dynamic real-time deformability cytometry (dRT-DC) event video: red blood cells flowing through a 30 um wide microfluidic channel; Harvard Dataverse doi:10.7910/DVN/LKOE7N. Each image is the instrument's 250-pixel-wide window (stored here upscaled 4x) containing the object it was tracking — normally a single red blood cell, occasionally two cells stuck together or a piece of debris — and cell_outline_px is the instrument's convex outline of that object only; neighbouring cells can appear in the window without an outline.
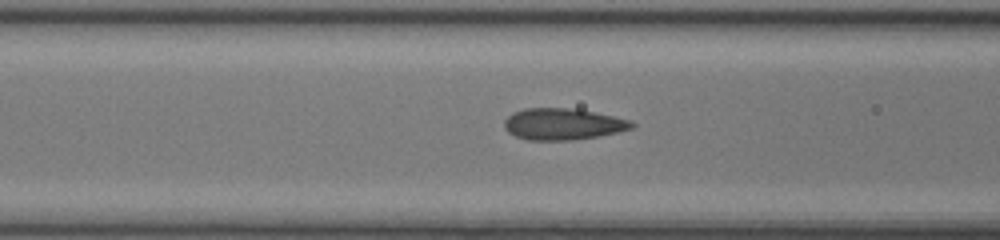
{"species": "common noctule bat (a hibernating species)", "species_latin": "Nyctalus noctula", "temperature_condition": "room temperature", "stored_images_in_passage": 13, "camera_frame_rate_fps": 3000, "um_per_image_px": 0.085, "animal": {"sex": "female", "body_mass_g": 17.0, "forearm_length_mm": 48.0}, "frame": {"image": 1, "passage_image": 8, "time_ms": 2.333, "image_size_px": [1000, 240], "cell_outline_px": [[636, 128], [600, 136], [576, 140], [528, 140], [516, 136], [508, 132], [504, 128], [504, 120], [512, 112], [524, 108], [568, 108], [596, 112], [632, 120], [636, 124]], "centroid_in_image_um": [47.88, 10.55], "position_along_channel_um": 118.7, "area_um2": 23.76}}
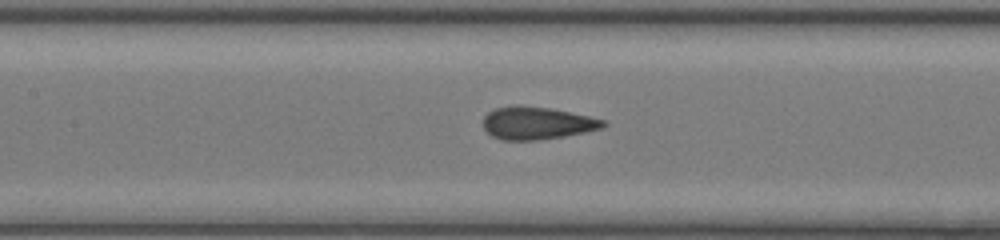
{"frame": {"image": 2, "passage_image": 11, "time_ms": 3.333, "image_size_px": [1000, 240], "cell_outline_px": [[608, 124], [604, 128], [564, 136], [540, 140], [500, 140], [492, 136], [484, 128], [484, 116], [488, 112], [496, 108], [516, 104], [548, 108], [588, 116], [604, 120]], "centroid_in_image_um": [45.63, 10.46], "position_along_channel_um": 161.8, "area_um2": 22.77}}